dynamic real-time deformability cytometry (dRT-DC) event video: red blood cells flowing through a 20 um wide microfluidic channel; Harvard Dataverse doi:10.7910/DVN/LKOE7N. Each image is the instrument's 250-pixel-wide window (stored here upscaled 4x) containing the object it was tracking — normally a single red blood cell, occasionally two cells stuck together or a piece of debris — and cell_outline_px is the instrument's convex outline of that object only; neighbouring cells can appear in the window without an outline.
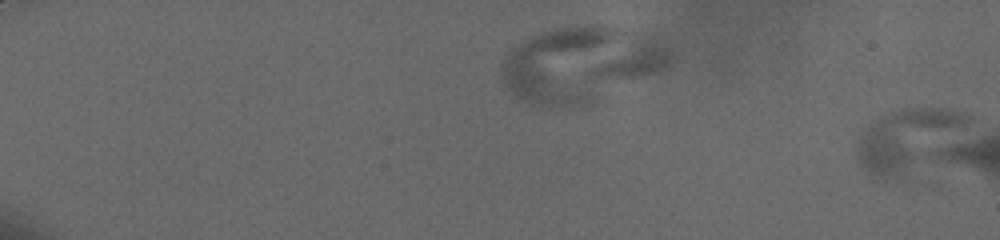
{"species": "human", "species_latin": "Homo sapiens", "temperature_condition": "cold", "stored_images_in_passage": 3, "camera_frame_rate_fps": 3000, "um_per_image_px": 0.085, "donor": {"sex": "male"}, "frame": {"image": 1, "passage_image": 3, "time_ms": 1.0, "image_size_px": [1000, 240], "cell_outline_px": [[972, 120], [896, 176], [884, 180], [876, 176], [860, 160], [856, 148], [856, 140], [860, 132], [868, 124], [876, 120], [896, 112], [912, 108], [940, 108], [964, 112], [972, 116]], "centroid_in_image_um": [77.0, 11.74], "position_along_channel_um": 8.0, "area_um2": 35.49}}